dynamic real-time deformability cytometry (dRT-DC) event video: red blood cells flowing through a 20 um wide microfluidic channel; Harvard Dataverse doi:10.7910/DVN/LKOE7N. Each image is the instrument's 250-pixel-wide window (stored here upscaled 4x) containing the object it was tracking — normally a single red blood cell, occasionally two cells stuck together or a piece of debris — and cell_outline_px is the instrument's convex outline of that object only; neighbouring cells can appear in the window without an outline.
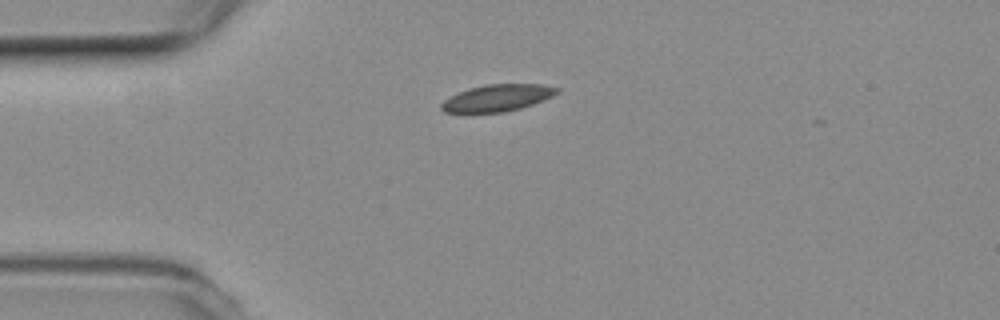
{"species": "common noctule bat (a hibernating species)", "species_latin": "Nyctalus noctula", "temperature_condition": "room temperature", "stored_images_in_passage": 38, "camera_frame_rate_fps": 3000, "um_per_image_px": 0.085, "animal": {"sex": "female", "body_mass_g": 19.3, "forearm_length_mm": 54.1}, "frame": {"image": 1, "passage_image": 1, "time_ms": 0.0, "image_size_px": [1000, 320], "cell_outline_px": [[560, 92], [544, 100], [520, 108], [504, 112], [444, 112], [440, 108], [440, 104], [444, 100], [468, 88], [488, 84], [544, 84], [560, 88]], "centroid_in_image_um": [42.31, 8.31], "position_along_channel_um": 42.7, "area_um2": 17.98}}
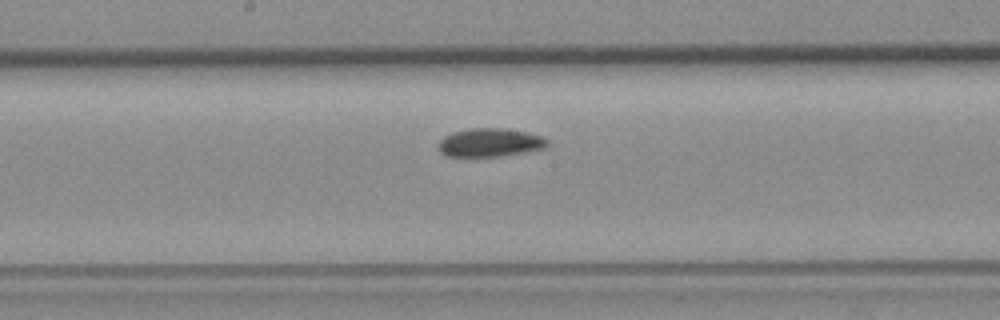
{"frame": {"image": 2, "passage_image": 16, "time_ms": 5.0, "image_size_px": [1000, 320], "cell_outline_px": [[548, 144], [544, 148], [524, 152], [500, 156], [448, 156], [440, 152], [436, 148], [440, 140], [444, 136], [452, 132], [468, 128], [504, 128], [528, 132], [540, 136], [548, 140]], "centroid_in_image_um": [41.61, 12.1], "position_along_channel_um": 206.6, "area_um2": 18.09}}
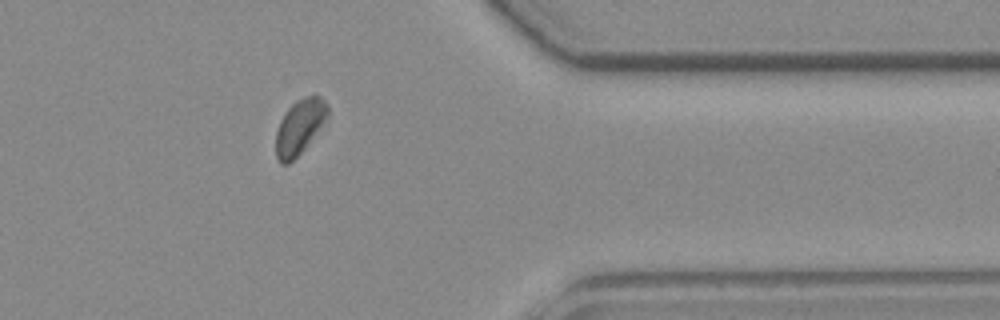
{"frame": {"image": 3, "passage_image": 32, "time_ms": 10.333, "image_size_px": [1000, 320], "cell_outline_px": [[328, 112], [324, 120], [304, 148], [288, 164], [280, 164], [276, 156], [276, 132], [280, 120], [288, 108], [296, 100], [304, 96], [320, 96], [328, 104]], "centroid_in_image_um": [25.43, 10.76], "position_along_channel_um": 386.0, "area_um2": 16.07}, "authors_computed_cell_mechanics": {"area_um2": 18.0336, "velocity_mm_per_s": 3.698, "shape_relaxation_time_tau1_ms": 3.7207, "shape_relaxation_time_tau2_ms": 1.9876, "deformation_change_tau1": 0.0872, "deformation_change_tau2": 0.0436}}